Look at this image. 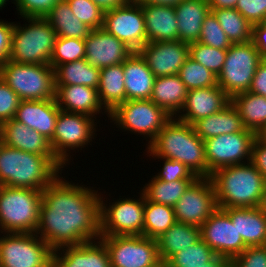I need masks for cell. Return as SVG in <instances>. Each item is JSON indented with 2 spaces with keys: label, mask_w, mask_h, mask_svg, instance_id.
Returning <instances> with one entry per match:
<instances>
[{
  "label": "cell",
  "mask_w": 266,
  "mask_h": 267,
  "mask_svg": "<svg viewBox=\"0 0 266 267\" xmlns=\"http://www.w3.org/2000/svg\"><path fill=\"white\" fill-rule=\"evenodd\" d=\"M226 55L227 50L207 46L200 42L189 44L190 58L212 71L216 76L219 75L223 68Z\"/></svg>",
  "instance_id": "b9f144b4"
},
{
  "label": "cell",
  "mask_w": 266,
  "mask_h": 267,
  "mask_svg": "<svg viewBox=\"0 0 266 267\" xmlns=\"http://www.w3.org/2000/svg\"><path fill=\"white\" fill-rule=\"evenodd\" d=\"M45 19L51 24L57 37L85 40L92 30L73 14L66 0L57 2Z\"/></svg>",
  "instance_id": "d6a6232c"
},
{
  "label": "cell",
  "mask_w": 266,
  "mask_h": 267,
  "mask_svg": "<svg viewBox=\"0 0 266 267\" xmlns=\"http://www.w3.org/2000/svg\"><path fill=\"white\" fill-rule=\"evenodd\" d=\"M109 118L117 128L119 126L122 130L149 138V145L172 117L152 100L142 99L126 100L119 104Z\"/></svg>",
  "instance_id": "ba28073f"
},
{
  "label": "cell",
  "mask_w": 266,
  "mask_h": 267,
  "mask_svg": "<svg viewBox=\"0 0 266 267\" xmlns=\"http://www.w3.org/2000/svg\"><path fill=\"white\" fill-rule=\"evenodd\" d=\"M210 179L220 209L258 207L266 185L251 162L219 168Z\"/></svg>",
  "instance_id": "3957f363"
},
{
  "label": "cell",
  "mask_w": 266,
  "mask_h": 267,
  "mask_svg": "<svg viewBox=\"0 0 266 267\" xmlns=\"http://www.w3.org/2000/svg\"><path fill=\"white\" fill-rule=\"evenodd\" d=\"M248 92L266 97V59L258 65Z\"/></svg>",
  "instance_id": "f5cc1de1"
},
{
  "label": "cell",
  "mask_w": 266,
  "mask_h": 267,
  "mask_svg": "<svg viewBox=\"0 0 266 267\" xmlns=\"http://www.w3.org/2000/svg\"><path fill=\"white\" fill-rule=\"evenodd\" d=\"M138 53L155 78L179 73L189 56V44L179 40L147 42Z\"/></svg>",
  "instance_id": "ac0fdd59"
},
{
  "label": "cell",
  "mask_w": 266,
  "mask_h": 267,
  "mask_svg": "<svg viewBox=\"0 0 266 267\" xmlns=\"http://www.w3.org/2000/svg\"><path fill=\"white\" fill-rule=\"evenodd\" d=\"M16 5L17 13L22 18L42 17L50 12L52 7L60 0H13Z\"/></svg>",
  "instance_id": "f6af8a7d"
},
{
  "label": "cell",
  "mask_w": 266,
  "mask_h": 267,
  "mask_svg": "<svg viewBox=\"0 0 266 267\" xmlns=\"http://www.w3.org/2000/svg\"><path fill=\"white\" fill-rule=\"evenodd\" d=\"M203 267H231V259L225 256L215 255Z\"/></svg>",
  "instance_id": "9f6ffc18"
},
{
  "label": "cell",
  "mask_w": 266,
  "mask_h": 267,
  "mask_svg": "<svg viewBox=\"0 0 266 267\" xmlns=\"http://www.w3.org/2000/svg\"><path fill=\"white\" fill-rule=\"evenodd\" d=\"M97 90L101 104L109 113L126 101L123 63L100 69Z\"/></svg>",
  "instance_id": "1f68e13d"
},
{
  "label": "cell",
  "mask_w": 266,
  "mask_h": 267,
  "mask_svg": "<svg viewBox=\"0 0 266 267\" xmlns=\"http://www.w3.org/2000/svg\"><path fill=\"white\" fill-rule=\"evenodd\" d=\"M258 208L266 215V185L262 194Z\"/></svg>",
  "instance_id": "94428289"
},
{
  "label": "cell",
  "mask_w": 266,
  "mask_h": 267,
  "mask_svg": "<svg viewBox=\"0 0 266 267\" xmlns=\"http://www.w3.org/2000/svg\"><path fill=\"white\" fill-rule=\"evenodd\" d=\"M61 174L42 190L35 232L53 251L100 238V192L66 181Z\"/></svg>",
  "instance_id": "6da1fadb"
},
{
  "label": "cell",
  "mask_w": 266,
  "mask_h": 267,
  "mask_svg": "<svg viewBox=\"0 0 266 267\" xmlns=\"http://www.w3.org/2000/svg\"><path fill=\"white\" fill-rule=\"evenodd\" d=\"M0 78L21 100L56 99L54 69L50 65L20 64L8 59L0 66Z\"/></svg>",
  "instance_id": "52a82bcc"
},
{
  "label": "cell",
  "mask_w": 266,
  "mask_h": 267,
  "mask_svg": "<svg viewBox=\"0 0 266 267\" xmlns=\"http://www.w3.org/2000/svg\"><path fill=\"white\" fill-rule=\"evenodd\" d=\"M255 138L256 133L246 129L204 140L208 177L219 168L250 162Z\"/></svg>",
  "instance_id": "5bb4252c"
},
{
  "label": "cell",
  "mask_w": 266,
  "mask_h": 267,
  "mask_svg": "<svg viewBox=\"0 0 266 267\" xmlns=\"http://www.w3.org/2000/svg\"><path fill=\"white\" fill-rule=\"evenodd\" d=\"M120 198L109 206L100 199V235H143L145 196ZM111 204V205H110Z\"/></svg>",
  "instance_id": "7c38bea8"
},
{
  "label": "cell",
  "mask_w": 266,
  "mask_h": 267,
  "mask_svg": "<svg viewBox=\"0 0 266 267\" xmlns=\"http://www.w3.org/2000/svg\"><path fill=\"white\" fill-rule=\"evenodd\" d=\"M230 103V97L218 86L188 90L178 120L192 125L199 119L221 111ZM181 113V114H180Z\"/></svg>",
  "instance_id": "44dd1931"
},
{
  "label": "cell",
  "mask_w": 266,
  "mask_h": 267,
  "mask_svg": "<svg viewBox=\"0 0 266 267\" xmlns=\"http://www.w3.org/2000/svg\"><path fill=\"white\" fill-rule=\"evenodd\" d=\"M262 60L252 41L232 44L227 49L223 68L217 76L218 86L230 98L247 92Z\"/></svg>",
  "instance_id": "9c48e42d"
},
{
  "label": "cell",
  "mask_w": 266,
  "mask_h": 267,
  "mask_svg": "<svg viewBox=\"0 0 266 267\" xmlns=\"http://www.w3.org/2000/svg\"><path fill=\"white\" fill-rule=\"evenodd\" d=\"M200 239V227L175 222L156 239L161 262L165 264L178 251L195 244Z\"/></svg>",
  "instance_id": "4dcf8cb0"
},
{
  "label": "cell",
  "mask_w": 266,
  "mask_h": 267,
  "mask_svg": "<svg viewBox=\"0 0 266 267\" xmlns=\"http://www.w3.org/2000/svg\"><path fill=\"white\" fill-rule=\"evenodd\" d=\"M94 122V118L89 115L62 110L59 112L50 144L54 155L64 165H68L70 161L71 150H77L76 148L82 150L95 138L93 136L97 130Z\"/></svg>",
  "instance_id": "4fadbf2b"
},
{
  "label": "cell",
  "mask_w": 266,
  "mask_h": 267,
  "mask_svg": "<svg viewBox=\"0 0 266 267\" xmlns=\"http://www.w3.org/2000/svg\"><path fill=\"white\" fill-rule=\"evenodd\" d=\"M147 42L179 40L177 15L174 7L141 3Z\"/></svg>",
  "instance_id": "d4e9b609"
},
{
  "label": "cell",
  "mask_w": 266,
  "mask_h": 267,
  "mask_svg": "<svg viewBox=\"0 0 266 267\" xmlns=\"http://www.w3.org/2000/svg\"><path fill=\"white\" fill-rule=\"evenodd\" d=\"M195 133L204 141L222 134L245 131L242 118L230 102L221 111L192 124Z\"/></svg>",
  "instance_id": "f1b7e54d"
},
{
  "label": "cell",
  "mask_w": 266,
  "mask_h": 267,
  "mask_svg": "<svg viewBox=\"0 0 266 267\" xmlns=\"http://www.w3.org/2000/svg\"><path fill=\"white\" fill-rule=\"evenodd\" d=\"M238 0H208L211 9L235 8Z\"/></svg>",
  "instance_id": "6f0895ef"
},
{
  "label": "cell",
  "mask_w": 266,
  "mask_h": 267,
  "mask_svg": "<svg viewBox=\"0 0 266 267\" xmlns=\"http://www.w3.org/2000/svg\"><path fill=\"white\" fill-rule=\"evenodd\" d=\"M0 267H52L53 250L36 233H4Z\"/></svg>",
  "instance_id": "30bf717a"
},
{
  "label": "cell",
  "mask_w": 266,
  "mask_h": 267,
  "mask_svg": "<svg viewBox=\"0 0 266 267\" xmlns=\"http://www.w3.org/2000/svg\"><path fill=\"white\" fill-rule=\"evenodd\" d=\"M216 253L202 240L174 254L164 267H203Z\"/></svg>",
  "instance_id": "f35d334b"
},
{
  "label": "cell",
  "mask_w": 266,
  "mask_h": 267,
  "mask_svg": "<svg viewBox=\"0 0 266 267\" xmlns=\"http://www.w3.org/2000/svg\"><path fill=\"white\" fill-rule=\"evenodd\" d=\"M252 43L263 59H266V22L253 24Z\"/></svg>",
  "instance_id": "db71d44e"
},
{
  "label": "cell",
  "mask_w": 266,
  "mask_h": 267,
  "mask_svg": "<svg viewBox=\"0 0 266 267\" xmlns=\"http://www.w3.org/2000/svg\"><path fill=\"white\" fill-rule=\"evenodd\" d=\"M256 138L266 145V125H264L259 131L256 132Z\"/></svg>",
  "instance_id": "91938a15"
},
{
  "label": "cell",
  "mask_w": 266,
  "mask_h": 267,
  "mask_svg": "<svg viewBox=\"0 0 266 267\" xmlns=\"http://www.w3.org/2000/svg\"><path fill=\"white\" fill-rule=\"evenodd\" d=\"M20 97L0 78V125L14 118Z\"/></svg>",
  "instance_id": "bcb514c9"
},
{
  "label": "cell",
  "mask_w": 266,
  "mask_h": 267,
  "mask_svg": "<svg viewBox=\"0 0 266 267\" xmlns=\"http://www.w3.org/2000/svg\"><path fill=\"white\" fill-rule=\"evenodd\" d=\"M198 42L222 50H227L232 45L212 12L203 21Z\"/></svg>",
  "instance_id": "7bdbcfd3"
},
{
  "label": "cell",
  "mask_w": 266,
  "mask_h": 267,
  "mask_svg": "<svg viewBox=\"0 0 266 267\" xmlns=\"http://www.w3.org/2000/svg\"><path fill=\"white\" fill-rule=\"evenodd\" d=\"M62 171L45 155H37L0 142V186L42 191Z\"/></svg>",
  "instance_id": "277c9868"
},
{
  "label": "cell",
  "mask_w": 266,
  "mask_h": 267,
  "mask_svg": "<svg viewBox=\"0 0 266 267\" xmlns=\"http://www.w3.org/2000/svg\"><path fill=\"white\" fill-rule=\"evenodd\" d=\"M176 222L172 206L145 199L143 236L158 239Z\"/></svg>",
  "instance_id": "74e56055"
},
{
  "label": "cell",
  "mask_w": 266,
  "mask_h": 267,
  "mask_svg": "<svg viewBox=\"0 0 266 267\" xmlns=\"http://www.w3.org/2000/svg\"><path fill=\"white\" fill-rule=\"evenodd\" d=\"M9 0H0V9H2L3 7H5V4H7L6 2Z\"/></svg>",
  "instance_id": "6125c7cd"
},
{
  "label": "cell",
  "mask_w": 266,
  "mask_h": 267,
  "mask_svg": "<svg viewBox=\"0 0 266 267\" xmlns=\"http://www.w3.org/2000/svg\"><path fill=\"white\" fill-rule=\"evenodd\" d=\"M236 225L246 246L266 245V215L258 207L222 209Z\"/></svg>",
  "instance_id": "484cf974"
},
{
  "label": "cell",
  "mask_w": 266,
  "mask_h": 267,
  "mask_svg": "<svg viewBox=\"0 0 266 267\" xmlns=\"http://www.w3.org/2000/svg\"><path fill=\"white\" fill-rule=\"evenodd\" d=\"M14 24V22L0 20V66L9 59Z\"/></svg>",
  "instance_id": "f907efd6"
},
{
  "label": "cell",
  "mask_w": 266,
  "mask_h": 267,
  "mask_svg": "<svg viewBox=\"0 0 266 267\" xmlns=\"http://www.w3.org/2000/svg\"><path fill=\"white\" fill-rule=\"evenodd\" d=\"M86 47L83 39L57 37L50 66L55 69L57 66L85 58Z\"/></svg>",
  "instance_id": "60d3db41"
},
{
  "label": "cell",
  "mask_w": 266,
  "mask_h": 267,
  "mask_svg": "<svg viewBox=\"0 0 266 267\" xmlns=\"http://www.w3.org/2000/svg\"><path fill=\"white\" fill-rule=\"evenodd\" d=\"M188 89L178 74L155 78L150 100L176 117L186 101ZM175 115V116H174Z\"/></svg>",
  "instance_id": "f546056e"
},
{
  "label": "cell",
  "mask_w": 266,
  "mask_h": 267,
  "mask_svg": "<svg viewBox=\"0 0 266 267\" xmlns=\"http://www.w3.org/2000/svg\"><path fill=\"white\" fill-rule=\"evenodd\" d=\"M60 111L56 99L21 100L13 119L51 140Z\"/></svg>",
  "instance_id": "603a6c76"
},
{
  "label": "cell",
  "mask_w": 266,
  "mask_h": 267,
  "mask_svg": "<svg viewBox=\"0 0 266 267\" xmlns=\"http://www.w3.org/2000/svg\"><path fill=\"white\" fill-rule=\"evenodd\" d=\"M176 222L201 227L217 209L210 177H197L173 206Z\"/></svg>",
  "instance_id": "2e32d148"
},
{
  "label": "cell",
  "mask_w": 266,
  "mask_h": 267,
  "mask_svg": "<svg viewBox=\"0 0 266 267\" xmlns=\"http://www.w3.org/2000/svg\"><path fill=\"white\" fill-rule=\"evenodd\" d=\"M183 0H139L140 3L175 7Z\"/></svg>",
  "instance_id": "680465c9"
},
{
  "label": "cell",
  "mask_w": 266,
  "mask_h": 267,
  "mask_svg": "<svg viewBox=\"0 0 266 267\" xmlns=\"http://www.w3.org/2000/svg\"><path fill=\"white\" fill-rule=\"evenodd\" d=\"M163 168L154 177L165 181H177L182 179H196L197 177L192 173V171L186 167L184 164L177 160H170L164 158Z\"/></svg>",
  "instance_id": "c3c4849f"
},
{
  "label": "cell",
  "mask_w": 266,
  "mask_h": 267,
  "mask_svg": "<svg viewBox=\"0 0 266 267\" xmlns=\"http://www.w3.org/2000/svg\"><path fill=\"white\" fill-rule=\"evenodd\" d=\"M86 61L102 69L123 63L134 51L104 28L93 29L84 40Z\"/></svg>",
  "instance_id": "d6986e66"
},
{
  "label": "cell",
  "mask_w": 266,
  "mask_h": 267,
  "mask_svg": "<svg viewBox=\"0 0 266 267\" xmlns=\"http://www.w3.org/2000/svg\"><path fill=\"white\" fill-rule=\"evenodd\" d=\"M231 267H266V246H247L231 259Z\"/></svg>",
  "instance_id": "7dc6e473"
},
{
  "label": "cell",
  "mask_w": 266,
  "mask_h": 267,
  "mask_svg": "<svg viewBox=\"0 0 266 267\" xmlns=\"http://www.w3.org/2000/svg\"><path fill=\"white\" fill-rule=\"evenodd\" d=\"M250 162L263 175L266 181V145L255 138Z\"/></svg>",
  "instance_id": "816d5d0a"
},
{
  "label": "cell",
  "mask_w": 266,
  "mask_h": 267,
  "mask_svg": "<svg viewBox=\"0 0 266 267\" xmlns=\"http://www.w3.org/2000/svg\"><path fill=\"white\" fill-rule=\"evenodd\" d=\"M194 180L182 179L165 182L152 177V180L148 184H145L141 191L147 201L173 207Z\"/></svg>",
  "instance_id": "d590c367"
},
{
  "label": "cell",
  "mask_w": 266,
  "mask_h": 267,
  "mask_svg": "<svg viewBox=\"0 0 266 267\" xmlns=\"http://www.w3.org/2000/svg\"><path fill=\"white\" fill-rule=\"evenodd\" d=\"M29 24H14L9 60L20 64L50 65L57 34L42 17L23 18Z\"/></svg>",
  "instance_id": "5b68a950"
},
{
  "label": "cell",
  "mask_w": 266,
  "mask_h": 267,
  "mask_svg": "<svg viewBox=\"0 0 266 267\" xmlns=\"http://www.w3.org/2000/svg\"><path fill=\"white\" fill-rule=\"evenodd\" d=\"M230 102L246 129L256 133L266 125V97L247 91L232 96Z\"/></svg>",
  "instance_id": "836d02e7"
},
{
  "label": "cell",
  "mask_w": 266,
  "mask_h": 267,
  "mask_svg": "<svg viewBox=\"0 0 266 267\" xmlns=\"http://www.w3.org/2000/svg\"><path fill=\"white\" fill-rule=\"evenodd\" d=\"M201 239L219 256L234 258L241 254L247 246L236 225L220 208H217L200 227Z\"/></svg>",
  "instance_id": "e0dca14e"
},
{
  "label": "cell",
  "mask_w": 266,
  "mask_h": 267,
  "mask_svg": "<svg viewBox=\"0 0 266 267\" xmlns=\"http://www.w3.org/2000/svg\"><path fill=\"white\" fill-rule=\"evenodd\" d=\"M177 15L179 41L198 42L202 24L211 12L208 0H183L174 7Z\"/></svg>",
  "instance_id": "83f0119b"
},
{
  "label": "cell",
  "mask_w": 266,
  "mask_h": 267,
  "mask_svg": "<svg viewBox=\"0 0 266 267\" xmlns=\"http://www.w3.org/2000/svg\"><path fill=\"white\" fill-rule=\"evenodd\" d=\"M111 267H164L158 255L157 240L143 235H100Z\"/></svg>",
  "instance_id": "8fae6325"
},
{
  "label": "cell",
  "mask_w": 266,
  "mask_h": 267,
  "mask_svg": "<svg viewBox=\"0 0 266 267\" xmlns=\"http://www.w3.org/2000/svg\"><path fill=\"white\" fill-rule=\"evenodd\" d=\"M102 28L134 52H138L147 43L144 15L139 1H129L104 12Z\"/></svg>",
  "instance_id": "9a60e30c"
},
{
  "label": "cell",
  "mask_w": 266,
  "mask_h": 267,
  "mask_svg": "<svg viewBox=\"0 0 266 267\" xmlns=\"http://www.w3.org/2000/svg\"><path fill=\"white\" fill-rule=\"evenodd\" d=\"M73 14L88 27H103L104 11L92 0H66Z\"/></svg>",
  "instance_id": "ee69618b"
},
{
  "label": "cell",
  "mask_w": 266,
  "mask_h": 267,
  "mask_svg": "<svg viewBox=\"0 0 266 267\" xmlns=\"http://www.w3.org/2000/svg\"><path fill=\"white\" fill-rule=\"evenodd\" d=\"M235 9L252 25L266 22V0H238Z\"/></svg>",
  "instance_id": "681fc988"
},
{
  "label": "cell",
  "mask_w": 266,
  "mask_h": 267,
  "mask_svg": "<svg viewBox=\"0 0 266 267\" xmlns=\"http://www.w3.org/2000/svg\"><path fill=\"white\" fill-rule=\"evenodd\" d=\"M52 267H111V262L105 244L99 239L53 251Z\"/></svg>",
  "instance_id": "7402d4cb"
},
{
  "label": "cell",
  "mask_w": 266,
  "mask_h": 267,
  "mask_svg": "<svg viewBox=\"0 0 266 267\" xmlns=\"http://www.w3.org/2000/svg\"><path fill=\"white\" fill-rule=\"evenodd\" d=\"M178 76L188 90L218 85L217 76L190 57L180 68Z\"/></svg>",
  "instance_id": "ab89813d"
},
{
  "label": "cell",
  "mask_w": 266,
  "mask_h": 267,
  "mask_svg": "<svg viewBox=\"0 0 266 267\" xmlns=\"http://www.w3.org/2000/svg\"><path fill=\"white\" fill-rule=\"evenodd\" d=\"M0 142L25 152L47 156L61 171L64 164L54 155L50 140L14 119L0 125Z\"/></svg>",
  "instance_id": "ffe728a7"
},
{
  "label": "cell",
  "mask_w": 266,
  "mask_h": 267,
  "mask_svg": "<svg viewBox=\"0 0 266 267\" xmlns=\"http://www.w3.org/2000/svg\"><path fill=\"white\" fill-rule=\"evenodd\" d=\"M232 44L252 41V23L235 8L211 9Z\"/></svg>",
  "instance_id": "8d00e7d4"
},
{
  "label": "cell",
  "mask_w": 266,
  "mask_h": 267,
  "mask_svg": "<svg viewBox=\"0 0 266 267\" xmlns=\"http://www.w3.org/2000/svg\"><path fill=\"white\" fill-rule=\"evenodd\" d=\"M41 201L40 190L0 186V232L35 233Z\"/></svg>",
  "instance_id": "8992f818"
},
{
  "label": "cell",
  "mask_w": 266,
  "mask_h": 267,
  "mask_svg": "<svg viewBox=\"0 0 266 267\" xmlns=\"http://www.w3.org/2000/svg\"><path fill=\"white\" fill-rule=\"evenodd\" d=\"M55 87L56 102L62 111L81 113L95 118L94 116L103 109L109 118L110 113L101 104L97 89L83 85Z\"/></svg>",
  "instance_id": "cb8c5ba5"
},
{
  "label": "cell",
  "mask_w": 266,
  "mask_h": 267,
  "mask_svg": "<svg viewBox=\"0 0 266 267\" xmlns=\"http://www.w3.org/2000/svg\"><path fill=\"white\" fill-rule=\"evenodd\" d=\"M123 70L126 100L150 99L155 76L138 52L123 62Z\"/></svg>",
  "instance_id": "4316f807"
},
{
  "label": "cell",
  "mask_w": 266,
  "mask_h": 267,
  "mask_svg": "<svg viewBox=\"0 0 266 267\" xmlns=\"http://www.w3.org/2000/svg\"><path fill=\"white\" fill-rule=\"evenodd\" d=\"M96 5H98L104 12L112 10L116 7H120L126 3L128 0H92Z\"/></svg>",
  "instance_id": "11a10c76"
},
{
  "label": "cell",
  "mask_w": 266,
  "mask_h": 267,
  "mask_svg": "<svg viewBox=\"0 0 266 267\" xmlns=\"http://www.w3.org/2000/svg\"><path fill=\"white\" fill-rule=\"evenodd\" d=\"M149 157L177 160L188 167L196 177H208L204 141L192 125L172 117L147 146Z\"/></svg>",
  "instance_id": "7a4b0ae2"
},
{
  "label": "cell",
  "mask_w": 266,
  "mask_h": 267,
  "mask_svg": "<svg viewBox=\"0 0 266 267\" xmlns=\"http://www.w3.org/2000/svg\"><path fill=\"white\" fill-rule=\"evenodd\" d=\"M54 75L55 86L83 85L97 89L100 69L90 65L84 58L57 66Z\"/></svg>",
  "instance_id": "e575fe53"
}]
</instances>
